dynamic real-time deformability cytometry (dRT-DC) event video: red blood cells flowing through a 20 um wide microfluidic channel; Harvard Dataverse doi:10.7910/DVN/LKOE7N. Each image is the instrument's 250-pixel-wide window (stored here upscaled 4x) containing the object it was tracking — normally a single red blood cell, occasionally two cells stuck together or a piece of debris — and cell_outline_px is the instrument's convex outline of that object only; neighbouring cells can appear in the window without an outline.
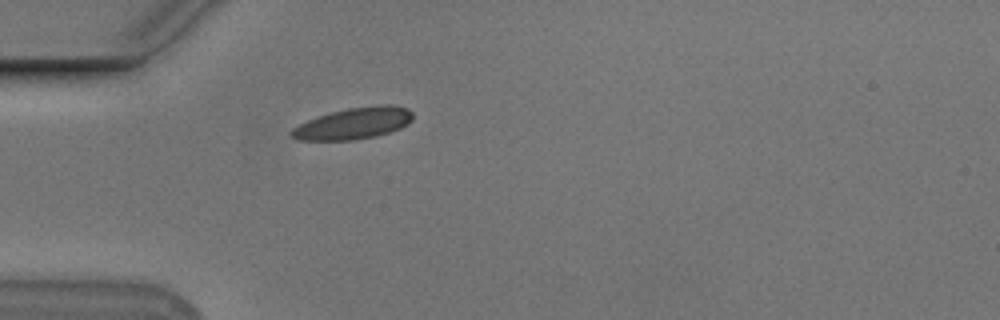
{"species": "Egyptian fruit bat (a non-hibernating species)", "species_latin": "Rousettus aegyptiacus", "temperature_condition": "cold", "stored_images_in_passage": 3, "camera_frame_rate_fps": 3000, "um_per_image_px": 0.085, "animal": {"sex": "male"}, "frame": {"image": 1, "passage_image": 1, "time_ms": 0.0, "image_size_px": [1000, 320], "cell_outline_px": [[412, 120], [408, 124], [400, 128], [388, 132], [372, 136], [352, 140], [296, 140], [288, 132], [292, 128], [308, 120], [332, 112], [348, 108], [380, 104], [392, 104], [408, 108], [412, 112]], "centroid_in_image_um": [30.07, 10.48], "position_along_channel_um": 54.9, "area_um2": 22.14}}